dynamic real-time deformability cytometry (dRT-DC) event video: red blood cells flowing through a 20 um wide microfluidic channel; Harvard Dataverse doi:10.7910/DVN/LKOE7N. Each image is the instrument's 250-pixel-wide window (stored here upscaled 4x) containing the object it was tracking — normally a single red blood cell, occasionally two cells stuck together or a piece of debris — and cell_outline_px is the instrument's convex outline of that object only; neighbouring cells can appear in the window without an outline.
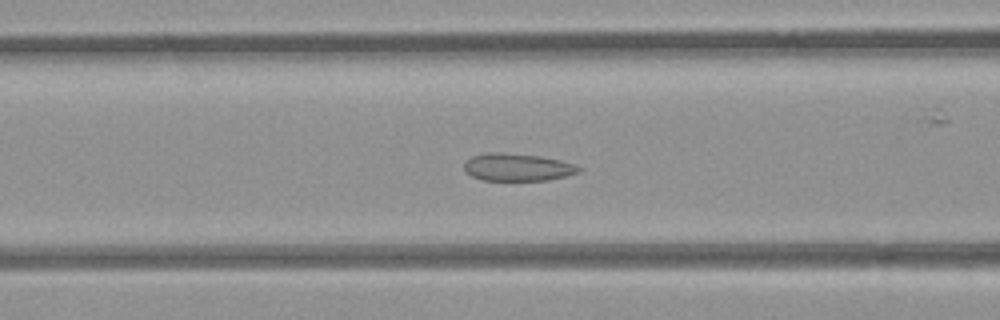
{"species": "common noctule bat (a hibernating species)", "species_latin": "Nyctalus noctula", "temperature_condition": "room temperature", "stored_images_in_passage": 39, "camera_frame_rate_fps": 3000, "um_per_image_px": 0.085, "animal": {"sex": "female", "body_mass_g": 21.9}, "frame": {"image": 1, "passage_image": 6, "time_ms": 1.667, "image_size_px": [1000, 320], "cell_outline_px": [[584, 168], [580, 172], [548, 180], [484, 180], [472, 176], [464, 168], [464, 164], [472, 156], [484, 152], [504, 152], [540, 156], [560, 160]], "centroid_in_image_um": [43.99, 14.2], "position_along_channel_um": 122.6, "area_um2": 18.32}}
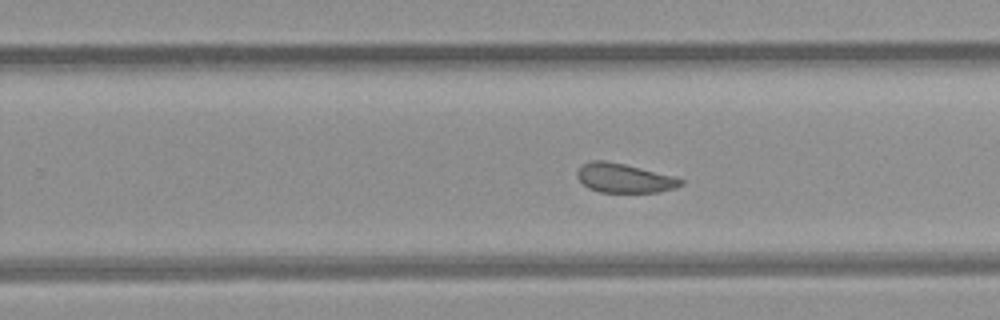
{"frame": {"image": 2, "passage_image": 18, "time_ms": 5.667, "image_size_px": [1000, 320], "cell_outline_px": [[684, 184], [676, 188], [660, 192], [600, 192], [588, 188], [576, 176], [576, 172], [584, 164], [592, 160], [604, 160], [624, 164], [672, 176], [684, 180]], "centroid_in_image_um": [53.06, 15.15], "position_along_channel_um": 276.7, "area_um2": 17.46}}
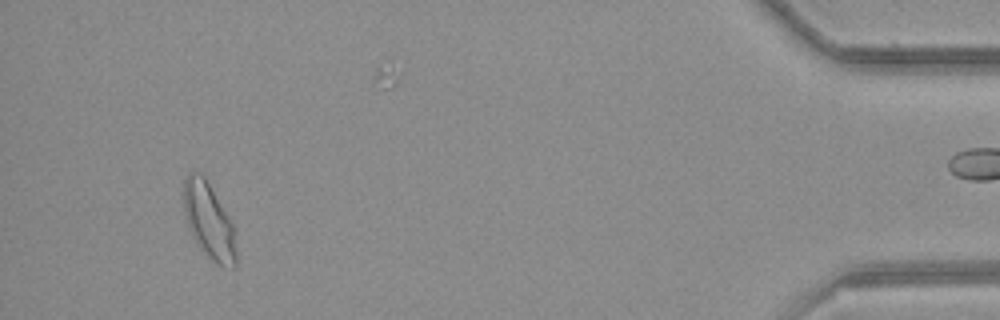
{"frame": {"image": 3, "passage_image": 35, "time_ms": 11.333, "image_size_px": [1000, 320], "cell_outline_px": [[236, 268], [224, 268], [216, 264], [208, 256], [192, 236], [184, 212], [180, 192], [184, 176], [188, 172], [200, 172], [204, 176], [228, 216], [232, 224], [236, 252]], "centroid_in_image_um": [17.7, 18.73], "position_along_channel_um": 417.5, "area_um2": 23.35}, "authors_computed_cell_mechanics": {"area_um2": 19.074, "velocity_mm_per_s": 3.8609, "shape_relaxation_time_tau1_ms": null, "shape_relaxation_time_tau2_ms": 2.3683, "deformation_change_tau1": null, "deformation_change_tau2": 0.0563}}